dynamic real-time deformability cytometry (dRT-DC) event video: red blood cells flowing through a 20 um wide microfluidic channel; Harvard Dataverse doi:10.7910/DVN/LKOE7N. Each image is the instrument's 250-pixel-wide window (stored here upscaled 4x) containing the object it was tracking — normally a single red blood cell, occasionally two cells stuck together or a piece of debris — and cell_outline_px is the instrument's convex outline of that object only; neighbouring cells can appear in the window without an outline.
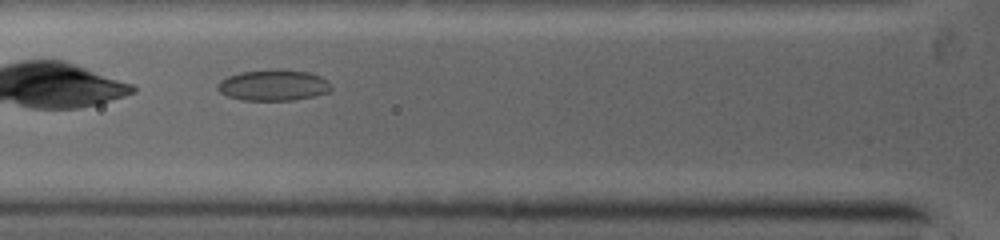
{"species": "common noctule bat (a hibernating species)", "species_latin": "Nyctalus noctula", "temperature_condition": "warm", "stored_images_in_passage": 39, "camera_frame_rate_fps": 5000, "um_per_image_px": 0.085, "animal": {"sex": "female", "body_mass_g": 19.0, "forearm_length_mm": 53.3}, "frame": {"image": 1, "passage_image": 10, "time_ms": 1.4, "image_size_px": [1000, 240], "cell_outline_px": [[332, 88], [328, 92], [312, 96], [292, 100], [244, 100], [228, 96], [220, 92], [216, 88], [220, 80], [228, 76], [240, 72], [308, 72], [320, 76]], "centroid_in_image_um": [23.19, 7.29], "position_along_channel_um": 102.6, "area_um2": 19.42}}
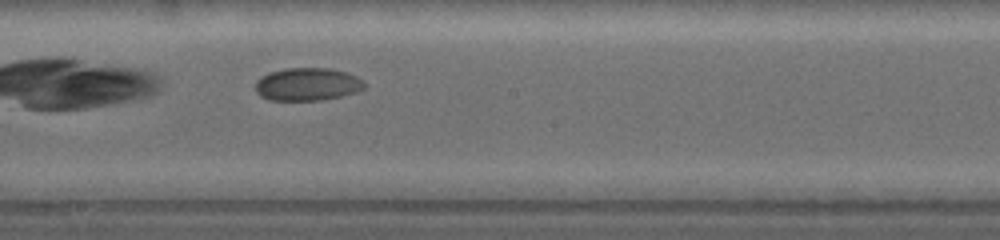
{"frame": {"image": 2, "passage_image": 18, "time_ms": 4.2, "image_size_px": [1000, 240], "cell_outline_px": [[364, 88], [340, 96], [320, 100], [268, 100], [260, 96], [256, 92], [256, 84], [268, 72], [284, 68], [328, 68], [344, 72], [356, 76], [364, 84]], "centroid_in_image_um": [26.08, 7.16], "position_along_channel_um": 222.1, "area_um2": 20.46}}
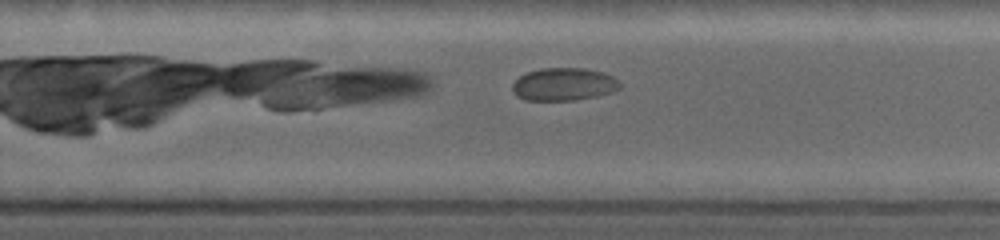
{"frame": {"image": 3, "passage_image": 27, "time_ms": 5.6, "image_size_px": [1000, 240], "cell_outline_px": [[620, 88], [612, 92], [596, 96], [572, 100], [528, 100], [520, 96], [512, 88], [512, 84], [520, 76], [528, 72], [540, 68], [584, 68], [604, 72], [612, 76], [620, 84]], "centroid_in_image_um": [47.95, 7.15], "position_along_channel_um": 281.9, "area_um2": 20.23}}